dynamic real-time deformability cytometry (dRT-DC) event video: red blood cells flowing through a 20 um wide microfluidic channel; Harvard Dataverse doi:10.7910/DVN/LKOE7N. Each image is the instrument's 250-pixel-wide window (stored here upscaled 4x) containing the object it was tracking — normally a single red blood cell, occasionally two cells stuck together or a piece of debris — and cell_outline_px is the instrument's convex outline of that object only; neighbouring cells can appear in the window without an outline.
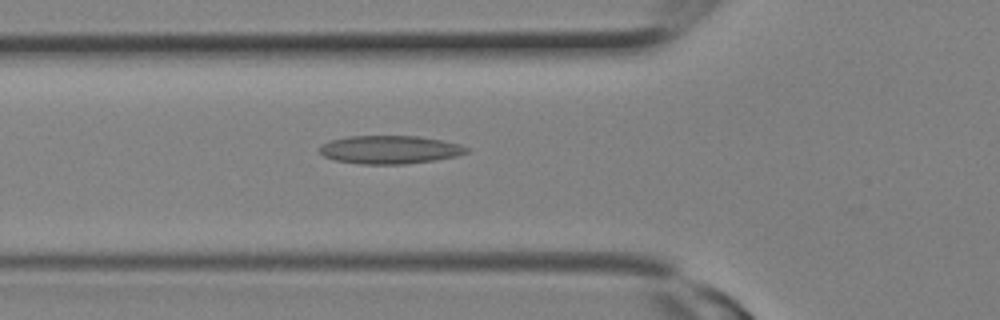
{"species": "Egyptian fruit bat (a non-hibernating species)", "species_latin": "Rousettus aegyptiacus", "temperature_condition": "room temperature", "stored_images_in_passage": 8, "camera_frame_rate_fps": 3000, "um_per_image_px": 0.085, "animal": {"sex": "female"}, "frame": {"image": 1, "passage_image": 8, "time_ms": 2.333, "image_size_px": [1000, 320], "cell_outline_px": [[464, 152], [448, 156], [428, 160], [392, 164], [372, 164], [340, 160], [328, 156], [320, 152], [320, 148], [336, 140], [360, 136], [408, 136], [436, 140], [452, 144], [460, 148]], "centroid_in_image_um": [33.01, 12.71], "position_along_channel_um": 92.8, "area_um2": 21.68}}